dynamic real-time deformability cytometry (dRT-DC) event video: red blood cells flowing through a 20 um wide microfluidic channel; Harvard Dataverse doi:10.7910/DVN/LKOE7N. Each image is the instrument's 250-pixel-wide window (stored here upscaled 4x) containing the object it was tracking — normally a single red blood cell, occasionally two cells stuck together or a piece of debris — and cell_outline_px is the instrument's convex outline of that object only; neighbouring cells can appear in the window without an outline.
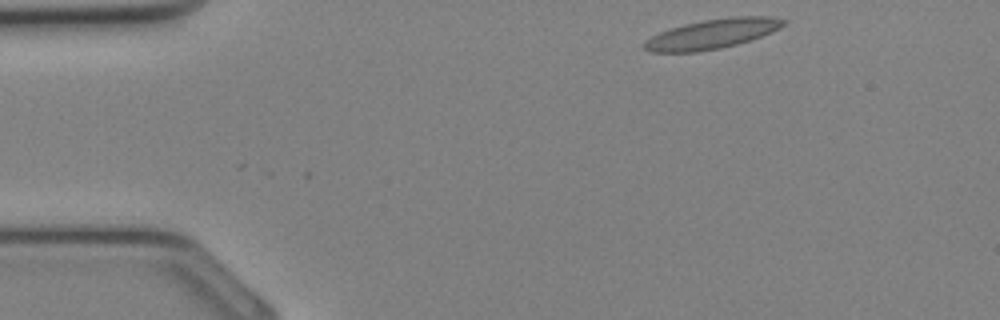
{"species": "Egyptian fruit bat (a non-hibernating species)", "species_latin": "Rousettus aegyptiacus", "temperature_condition": "cold", "stored_images_in_passage": 2, "camera_frame_rate_fps": 3000, "um_per_image_px": 0.085, "animal": {"sex": "female"}, "frame": {"image": 1, "passage_image": 1, "time_ms": 0.0, "image_size_px": [1000, 320], "cell_outline_px": [[788, 24], [772, 32], [736, 44], [720, 48], [696, 52], [652, 52], [644, 48], [644, 40], [660, 32], [684, 24], [704, 20], [732, 16], [772, 16], [788, 20]], "centroid_in_image_um": [60.59, 2.87], "position_along_channel_um": 24.4, "area_um2": 23.99}}